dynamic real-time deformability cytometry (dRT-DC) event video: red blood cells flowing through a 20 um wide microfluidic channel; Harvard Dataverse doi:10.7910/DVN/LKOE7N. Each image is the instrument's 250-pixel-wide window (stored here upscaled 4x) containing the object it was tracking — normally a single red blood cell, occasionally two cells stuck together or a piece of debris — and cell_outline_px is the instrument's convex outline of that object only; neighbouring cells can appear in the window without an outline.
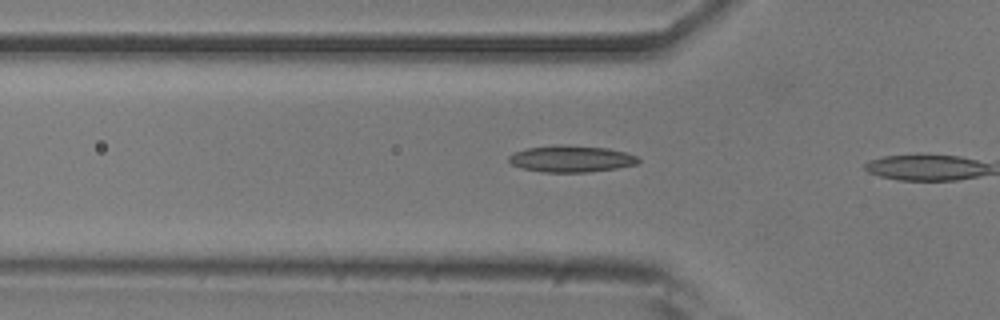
{"species": "common noctule bat (a hibernating species)", "species_latin": "Nyctalus noctula", "temperature_condition": "room temperature", "stored_images_in_passage": 8, "camera_frame_rate_fps": 3000, "um_per_image_px": 0.085, "animal": {"sex": "male", "body_mass_g": 20.5, "forearm_length_mm": 52.5}, "frame": {"image": 1, "passage_image": 6, "time_ms": 1.667, "image_size_px": [1000, 320], "cell_outline_px": [[640, 160], [636, 164], [616, 168], [588, 172], [544, 172], [524, 168], [512, 164], [508, 160], [508, 156], [512, 152], [528, 148], [552, 144], [560, 144], [608, 148], [624, 152], [636, 156]], "centroid_in_image_um": [48.52, 13.48], "position_along_channel_um": 77.3, "area_um2": 20.06}}